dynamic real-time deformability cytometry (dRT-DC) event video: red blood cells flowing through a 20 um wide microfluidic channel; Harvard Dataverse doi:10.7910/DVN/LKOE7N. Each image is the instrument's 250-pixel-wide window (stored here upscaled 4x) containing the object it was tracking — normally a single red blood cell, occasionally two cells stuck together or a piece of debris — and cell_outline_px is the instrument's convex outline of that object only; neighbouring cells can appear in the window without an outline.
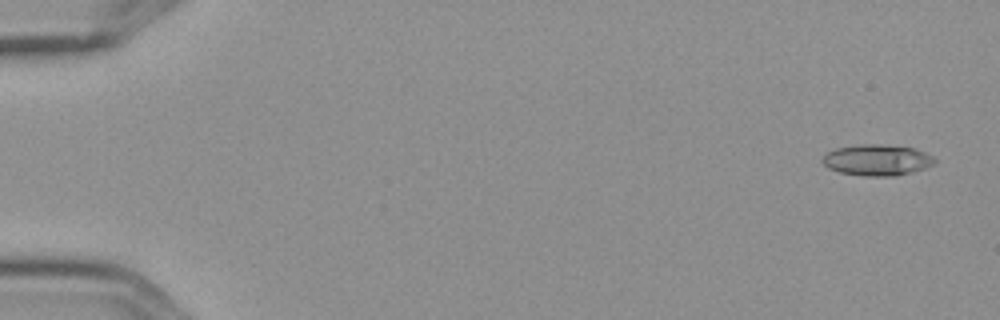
{"species": "Egyptian fruit bat (a non-hibernating species)", "species_latin": "Rousettus aegyptiacus", "temperature_condition": "cold", "stored_images_in_passage": 5, "camera_frame_rate_fps": 3000, "um_per_image_px": 0.085, "frame": {"image": 1, "passage_image": 1, "time_ms": 0.0, "image_size_px": [1000, 320], "cell_outline_px": [[936, 160], [932, 164], [924, 168], [912, 172], [896, 176], [864, 176], [840, 172], [828, 168], [820, 160], [828, 152], [836, 148], [864, 144], [880, 144], [916, 148], [932, 156]], "centroid_in_image_um": [74.54, 13.6], "position_along_channel_um": 10.5, "area_um2": 20.23}}